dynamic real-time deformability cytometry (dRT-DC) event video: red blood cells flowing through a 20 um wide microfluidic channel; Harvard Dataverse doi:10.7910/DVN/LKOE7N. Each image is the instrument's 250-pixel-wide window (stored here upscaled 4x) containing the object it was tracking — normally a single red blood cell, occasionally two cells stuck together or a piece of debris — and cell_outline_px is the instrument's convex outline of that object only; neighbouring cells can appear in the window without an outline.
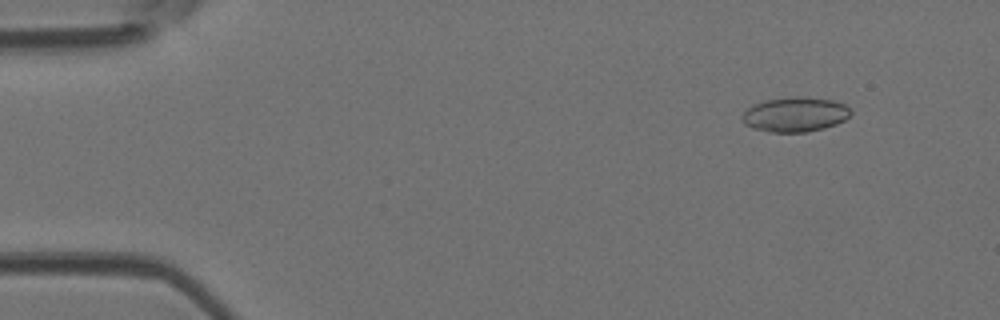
{"species": "Egyptian fruit bat (a non-hibernating species)", "species_latin": "Rousettus aegyptiacus", "temperature_condition": "room temperature", "stored_images_in_passage": 8, "camera_frame_rate_fps": 3000, "um_per_image_px": 0.085, "animal": {"sex": "female"}, "frame": {"image": 1, "passage_image": 2, "time_ms": 0.333, "image_size_px": [1000, 320], "cell_outline_px": [[852, 112], [844, 120], [836, 124], [824, 128], [808, 132], [768, 132], [752, 128], [744, 124], [744, 112], [752, 104], [764, 100], [796, 96], [800, 96], [832, 100], [844, 104]], "centroid_in_image_um": [67.57, 9.73], "position_along_channel_um": 17.4, "area_um2": 21.91}}
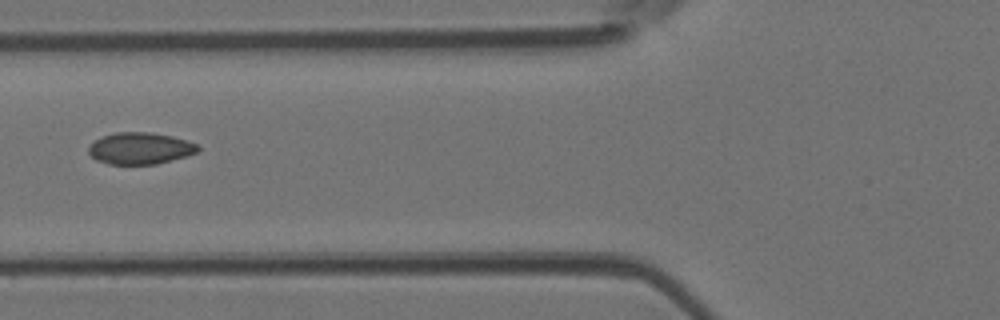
{"frame": {"image": 2, "passage_image": 6, "time_ms": 1.667, "image_size_px": [1000, 320], "cell_outline_px": [[200, 148], [196, 152], [188, 156], [156, 164], [108, 164], [96, 160], [88, 152], [88, 148], [96, 140], [104, 136], [116, 132], [152, 132], [172, 136], [188, 140], [200, 144]], "centroid_in_image_um": [11.96, 12.61], "position_along_channel_um": 113.8, "area_um2": 20.29}}
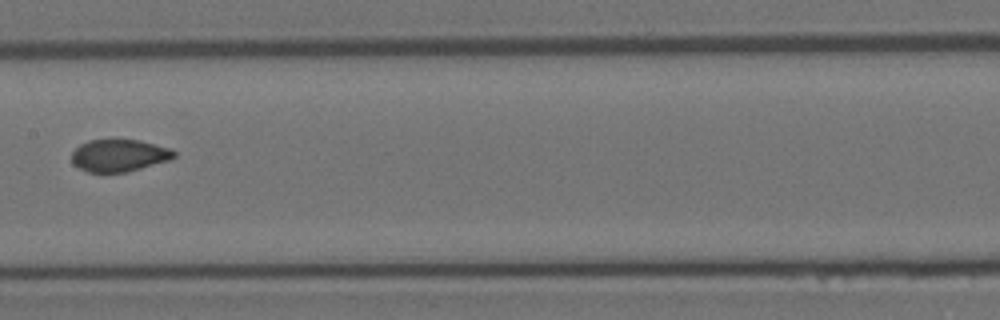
{"frame": {"image": 3, "passage_image": 8, "time_ms": 2.333, "image_size_px": [1000, 320], "cell_outline_px": [[176, 156], [172, 160], [124, 172], [88, 172], [72, 164], [72, 152], [80, 144], [88, 140], [140, 140], [172, 148], [176, 152]], "centroid_in_image_um": [10.16, 13.21], "position_along_channel_um": 197.2, "area_um2": 19.31}}